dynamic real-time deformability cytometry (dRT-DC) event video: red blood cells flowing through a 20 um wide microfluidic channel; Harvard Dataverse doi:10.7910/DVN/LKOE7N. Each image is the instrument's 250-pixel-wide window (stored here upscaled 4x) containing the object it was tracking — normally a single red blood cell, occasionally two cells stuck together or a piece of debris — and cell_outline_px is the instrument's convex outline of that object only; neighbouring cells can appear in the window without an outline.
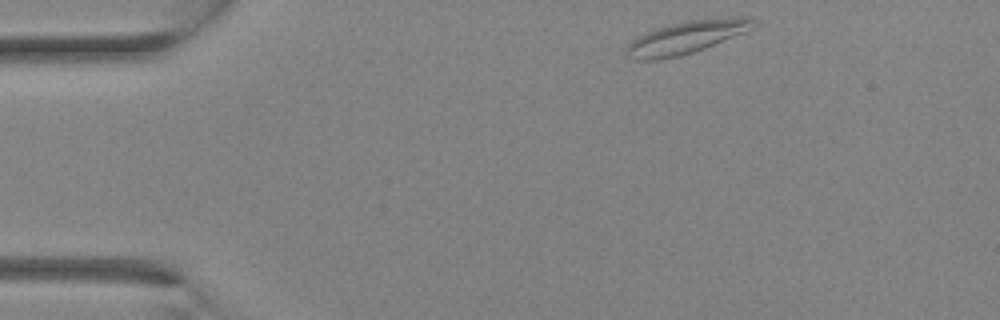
{"species": "Egyptian fruit bat (a non-hibernating species)", "species_latin": "Rousettus aegyptiacus", "temperature_condition": "room temperature", "stored_images_in_passage": 9, "camera_frame_rate_fps": 3000, "um_per_image_px": 0.085, "animal": {"sex": "female"}, "frame": {"image": 1, "passage_image": 1, "time_ms": 0.0, "image_size_px": [1000, 320], "cell_outline_px": [[756, 24], [752, 28], [744, 32], [704, 48], [680, 56], [660, 60], [636, 60], [628, 56], [624, 48], [636, 36], [644, 32], [672, 24], [692, 20], [740, 16], [744, 16], [752, 20]], "centroid_in_image_um": [58.27, 3.19], "position_along_channel_um": 26.7, "area_um2": 23.87}}
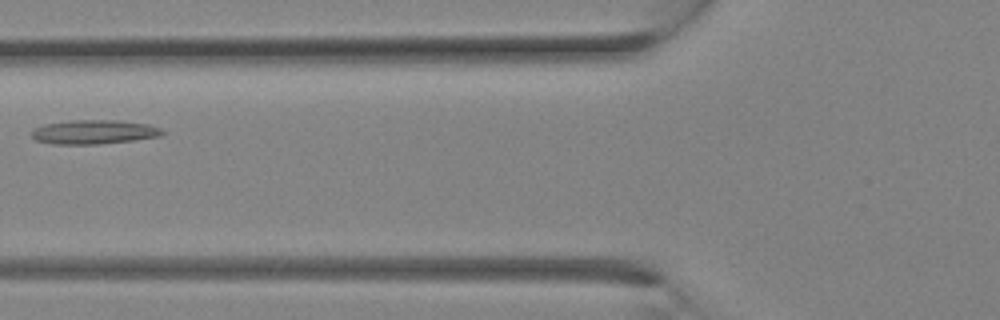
{"frame": {"image": 2, "passage_image": 8, "time_ms": 2.333, "image_size_px": [1000, 320], "cell_outline_px": [[164, 132], [160, 136], [132, 140], [96, 144], [52, 144], [36, 140], [32, 136], [32, 128], [44, 124], [68, 120], [120, 120], [148, 124], [160, 128]], "centroid_in_image_um": [7.95, 11.21], "position_along_channel_um": 117.9, "area_um2": 18.38}}